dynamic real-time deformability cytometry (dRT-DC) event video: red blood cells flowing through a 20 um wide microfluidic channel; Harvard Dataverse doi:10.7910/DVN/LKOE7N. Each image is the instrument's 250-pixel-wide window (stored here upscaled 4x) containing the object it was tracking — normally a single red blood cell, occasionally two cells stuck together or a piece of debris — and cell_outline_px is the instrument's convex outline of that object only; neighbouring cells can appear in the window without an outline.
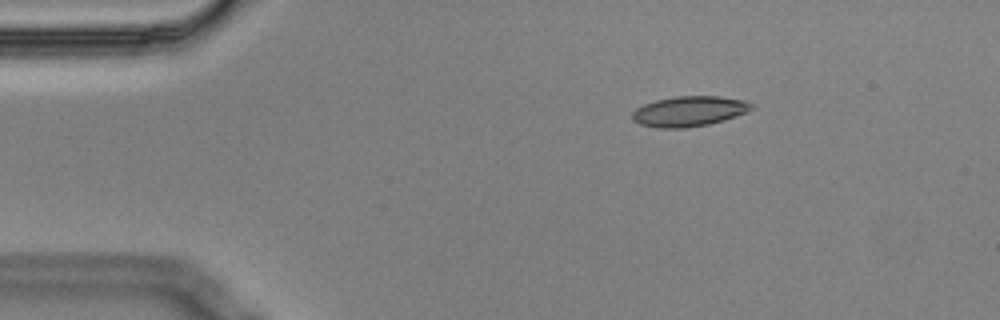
{"species": "Egyptian fruit bat (a non-hibernating species)", "species_latin": "Rousettus aegyptiacus", "temperature_condition": "cold", "stored_images_in_passage": 5, "camera_frame_rate_fps": 3000, "um_per_image_px": 0.085, "animal": {"sex": "male"}, "frame": {"image": 1, "passage_image": 2, "time_ms": 0.333, "image_size_px": [1000, 320], "cell_outline_px": [[752, 108], [748, 112], [724, 120], [708, 124], [684, 128], [656, 128], [640, 124], [632, 120], [632, 112], [636, 108], [644, 104], [656, 100], [676, 96], [720, 96], [744, 100], [752, 104]], "centroid_in_image_um": [58.56, 9.46], "position_along_channel_um": 26.4, "area_um2": 21.04}}